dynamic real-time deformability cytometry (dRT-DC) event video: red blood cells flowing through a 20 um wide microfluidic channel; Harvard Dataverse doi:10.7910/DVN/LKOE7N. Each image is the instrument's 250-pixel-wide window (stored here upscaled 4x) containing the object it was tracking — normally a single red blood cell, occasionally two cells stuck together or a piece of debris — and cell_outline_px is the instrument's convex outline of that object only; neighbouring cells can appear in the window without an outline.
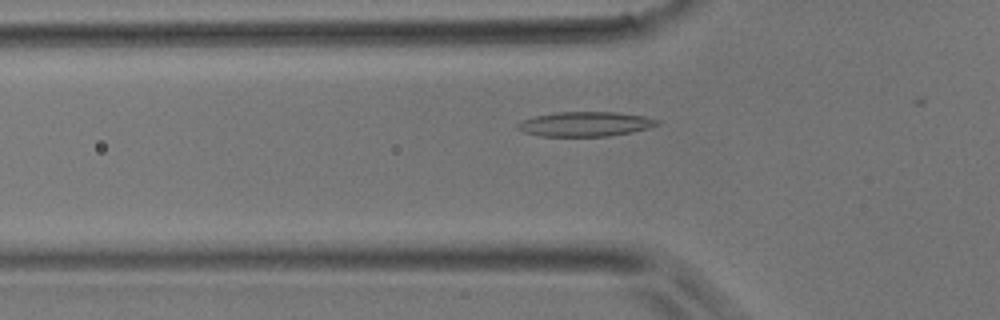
{"species": "common noctule bat (a hibernating species)", "species_latin": "Nyctalus noctula", "temperature_condition": "room temperature", "stored_images_in_passage": 8, "camera_frame_rate_fps": 3000, "um_per_image_px": 0.085, "animal": {"sex": "male", "body_mass_g": 17.9}, "frame": {"image": 1, "passage_image": 4, "time_ms": 1.0, "image_size_px": [1000, 320], "cell_outline_px": [[660, 124], [648, 128], [632, 132], [608, 136], [540, 136], [524, 132], [516, 128], [516, 124], [520, 120], [536, 116], [556, 112], [616, 112], [644, 116], [660, 120]], "centroid_in_image_um": [49.74, 10.54], "position_along_channel_um": 76.1, "area_um2": 20.11}}
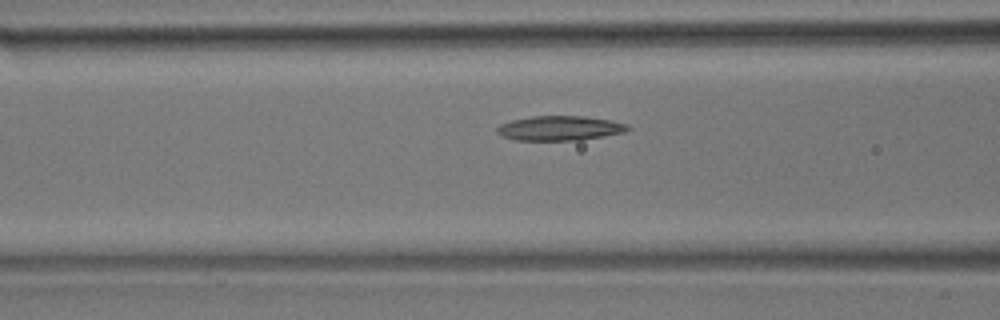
{"frame": {"image": 2, "passage_image": 7, "time_ms": 2.0, "image_size_px": [1000, 320], "cell_outline_px": [[632, 128], [624, 132], [604, 136], [580, 140], [516, 140], [504, 136], [496, 132], [496, 128], [500, 124], [512, 120], [532, 116], [584, 116], [612, 120], [628, 124]], "centroid_in_image_um": [47.61, 10.89], "position_along_channel_um": 119.0, "area_um2": 18.79}}